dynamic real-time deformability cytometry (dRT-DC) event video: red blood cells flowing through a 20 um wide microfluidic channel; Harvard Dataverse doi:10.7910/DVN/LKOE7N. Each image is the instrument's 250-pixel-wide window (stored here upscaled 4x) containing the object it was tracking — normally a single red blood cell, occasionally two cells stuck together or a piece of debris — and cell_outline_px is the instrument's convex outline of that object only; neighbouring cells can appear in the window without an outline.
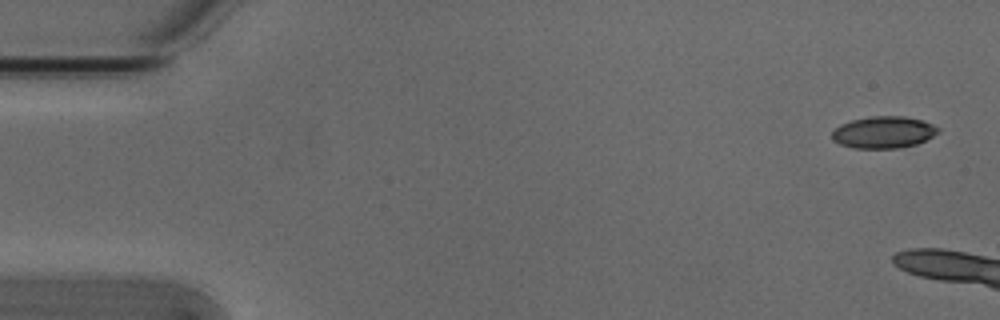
{"species": "Egyptian fruit bat (a non-hibernating species)", "species_latin": "Rousettus aegyptiacus", "temperature_condition": "cold", "stored_images_in_passage": 5, "camera_frame_rate_fps": 3000, "um_per_image_px": 0.085, "animal": {"sex": "male"}, "frame": {"image": 1, "passage_image": 1, "time_ms": 0.0, "image_size_px": [1000, 320], "cell_outline_px": [[940, 132], [916, 144], [896, 148], [856, 148], [840, 144], [832, 140], [832, 132], [840, 124], [852, 120], [872, 116], [904, 116], [924, 120], [940, 128]], "centroid_in_image_um": [75.11, 11.23], "position_along_channel_um": 9.9, "area_um2": 19.65}}